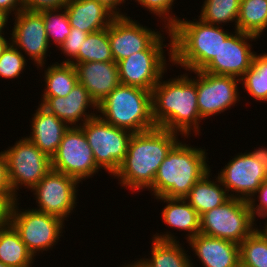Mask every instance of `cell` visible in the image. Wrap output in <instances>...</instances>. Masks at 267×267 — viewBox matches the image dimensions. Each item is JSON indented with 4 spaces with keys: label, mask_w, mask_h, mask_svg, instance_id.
Masks as SVG:
<instances>
[{
    "label": "cell",
    "mask_w": 267,
    "mask_h": 267,
    "mask_svg": "<svg viewBox=\"0 0 267 267\" xmlns=\"http://www.w3.org/2000/svg\"><path fill=\"white\" fill-rule=\"evenodd\" d=\"M179 135L159 127L133 133L126 156L113 175L118 179L117 184L126 190L129 188L131 193L147 191L153 185L159 166L180 141Z\"/></svg>",
    "instance_id": "cell-2"
},
{
    "label": "cell",
    "mask_w": 267,
    "mask_h": 267,
    "mask_svg": "<svg viewBox=\"0 0 267 267\" xmlns=\"http://www.w3.org/2000/svg\"><path fill=\"white\" fill-rule=\"evenodd\" d=\"M163 34L164 32L146 50L133 53L117 63L120 84L152 92L161 77L167 73L169 63H172V38L166 44L167 38ZM164 48H168V58Z\"/></svg>",
    "instance_id": "cell-6"
},
{
    "label": "cell",
    "mask_w": 267,
    "mask_h": 267,
    "mask_svg": "<svg viewBox=\"0 0 267 267\" xmlns=\"http://www.w3.org/2000/svg\"><path fill=\"white\" fill-rule=\"evenodd\" d=\"M65 10L70 26L88 33L108 28L116 17L96 0H70L65 6Z\"/></svg>",
    "instance_id": "cell-23"
},
{
    "label": "cell",
    "mask_w": 267,
    "mask_h": 267,
    "mask_svg": "<svg viewBox=\"0 0 267 267\" xmlns=\"http://www.w3.org/2000/svg\"><path fill=\"white\" fill-rule=\"evenodd\" d=\"M70 64L75 67L78 82L97 106L120 84L118 64L115 61Z\"/></svg>",
    "instance_id": "cell-19"
},
{
    "label": "cell",
    "mask_w": 267,
    "mask_h": 267,
    "mask_svg": "<svg viewBox=\"0 0 267 267\" xmlns=\"http://www.w3.org/2000/svg\"><path fill=\"white\" fill-rule=\"evenodd\" d=\"M240 79L196 71L197 106L203 120L218 116L240 103Z\"/></svg>",
    "instance_id": "cell-13"
},
{
    "label": "cell",
    "mask_w": 267,
    "mask_h": 267,
    "mask_svg": "<svg viewBox=\"0 0 267 267\" xmlns=\"http://www.w3.org/2000/svg\"><path fill=\"white\" fill-rule=\"evenodd\" d=\"M193 20V21H192ZM180 18L170 28L172 35V67L184 71H202L218 54L221 42L232 32L224 26L211 25L194 17Z\"/></svg>",
    "instance_id": "cell-4"
},
{
    "label": "cell",
    "mask_w": 267,
    "mask_h": 267,
    "mask_svg": "<svg viewBox=\"0 0 267 267\" xmlns=\"http://www.w3.org/2000/svg\"><path fill=\"white\" fill-rule=\"evenodd\" d=\"M229 198L226 188L222 185L218 176L214 174V177H212L211 170L195 183L185 197L200 216L213 208L221 206Z\"/></svg>",
    "instance_id": "cell-25"
},
{
    "label": "cell",
    "mask_w": 267,
    "mask_h": 267,
    "mask_svg": "<svg viewBox=\"0 0 267 267\" xmlns=\"http://www.w3.org/2000/svg\"><path fill=\"white\" fill-rule=\"evenodd\" d=\"M114 61L108 28L89 33L78 52V56L71 63Z\"/></svg>",
    "instance_id": "cell-31"
},
{
    "label": "cell",
    "mask_w": 267,
    "mask_h": 267,
    "mask_svg": "<svg viewBox=\"0 0 267 267\" xmlns=\"http://www.w3.org/2000/svg\"><path fill=\"white\" fill-rule=\"evenodd\" d=\"M157 202L165 203L162 208V221L168 227L184 231L185 242L200 233V215L185 198L157 197Z\"/></svg>",
    "instance_id": "cell-24"
},
{
    "label": "cell",
    "mask_w": 267,
    "mask_h": 267,
    "mask_svg": "<svg viewBox=\"0 0 267 267\" xmlns=\"http://www.w3.org/2000/svg\"><path fill=\"white\" fill-rule=\"evenodd\" d=\"M0 9L13 17L24 9L23 0H0Z\"/></svg>",
    "instance_id": "cell-40"
},
{
    "label": "cell",
    "mask_w": 267,
    "mask_h": 267,
    "mask_svg": "<svg viewBox=\"0 0 267 267\" xmlns=\"http://www.w3.org/2000/svg\"><path fill=\"white\" fill-rule=\"evenodd\" d=\"M80 127L93 151L95 163L112 177L126 156L133 133L106 123L98 115Z\"/></svg>",
    "instance_id": "cell-10"
},
{
    "label": "cell",
    "mask_w": 267,
    "mask_h": 267,
    "mask_svg": "<svg viewBox=\"0 0 267 267\" xmlns=\"http://www.w3.org/2000/svg\"><path fill=\"white\" fill-rule=\"evenodd\" d=\"M0 196H4L11 204L17 200L9 182L7 159L2 150L0 152Z\"/></svg>",
    "instance_id": "cell-38"
},
{
    "label": "cell",
    "mask_w": 267,
    "mask_h": 267,
    "mask_svg": "<svg viewBox=\"0 0 267 267\" xmlns=\"http://www.w3.org/2000/svg\"><path fill=\"white\" fill-rule=\"evenodd\" d=\"M27 64L24 54L10 43L0 56V77L12 81L18 79L24 74Z\"/></svg>",
    "instance_id": "cell-34"
},
{
    "label": "cell",
    "mask_w": 267,
    "mask_h": 267,
    "mask_svg": "<svg viewBox=\"0 0 267 267\" xmlns=\"http://www.w3.org/2000/svg\"><path fill=\"white\" fill-rule=\"evenodd\" d=\"M186 243L201 267H240L239 245L234 242L199 233Z\"/></svg>",
    "instance_id": "cell-20"
},
{
    "label": "cell",
    "mask_w": 267,
    "mask_h": 267,
    "mask_svg": "<svg viewBox=\"0 0 267 267\" xmlns=\"http://www.w3.org/2000/svg\"><path fill=\"white\" fill-rule=\"evenodd\" d=\"M70 0H23L24 9L32 12L64 8Z\"/></svg>",
    "instance_id": "cell-39"
},
{
    "label": "cell",
    "mask_w": 267,
    "mask_h": 267,
    "mask_svg": "<svg viewBox=\"0 0 267 267\" xmlns=\"http://www.w3.org/2000/svg\"><path fill=\"white\" fill-rule=\"evenodd\" d=\"M251 156L256 159L257 161L260 162V164L263 166V168L265 169V171L267 172V146H259L254 150H250L248 151Z\"/></svg>",
    "instance_id": "cell-42"
},
{
    "label": "cell",
    "mask_w": 267,
    "mask_h": 267,
    "mask_svg": "<svg viewBox=\"0 0 267 267\" xmlns=\"http://www.w3.org/2000/svg\"><path fill=\"white\" fill-rule=\"evenodd\" d=\"M51 167L54 171L75 178L81 184L102 171L95 163L93 151L80 126L69 127L65 131L57 152L51 159Z\"/></svg>",
    "instance_id": "cell-11"
},
{
    "label": "cell",
    "mask_w": 267,
    "mask_h": 267,
    "mask_svg": "<svg viewBox=\"0 0 267 267\" xmlns=\"http://www.w3.org/2000/svg\"><path fill=\"white\" fill-rule=\"evenodd\" d=\"M88 32L82 31L79 28L71 27V32L65 39V41L58 46V50L63 53L65 58L60 63L70 64L77 56L83 42L88 36ZM65 60V61H64Z\"/></svg>",
    "instance_id": "cell-36"
},
{
    "label": "cell",
    "mask_w": 267,
    "mask_h": 267,
    "mask_svg": "<svg viewBox=\"0 0 267 267\" xmlns=\"http://www.w3.org/2000/svg\"><path fill=\"white\" fill-rule=\"evenodd\" d=\"M259 38L234 30L221 42L218 54L202 70L216 75L233 76L241 79L244 73L252 66L255 51L251 42Z\"/></svg>",
    "instance_id": "cell-17"
},
{
    "label": "cell",
    "mask_w": 267,
    "mask_h": 267,
    "mask_svg": "<svg viewBox=\"0 0 267 267\" xmlns=\"http://www.w3.org/2000/svg\"><path fill=\"white\" fill-rule=\"evenodd\" d=\"M242 88L255 101L267 103V53H255L252 66L240 79Z\"/></svg>",
    "instance_id": "cell-29"
},
{
    "label": "cell",
    "mask_w": 267,
    "mask_h": 267,
    "mask_svg": "<svg viewBox=\"0 0 267 267\" xmlns=\"http://www.w3.org/2000/svg\"><path fill=\"white\" fill-rule=\"evenodd\" d=\"M140 4L145 8V10L149 11L155 17H159L160 22L162 23V27H166L170 29L178 20L179 18L176 16L175 13H172L173 6L176 4L175 1L177 0H133ZM164 23V24H163Z\"/></svg>",
    "instance_id": "cell-35"
},
{
    "label": "cell",
    "mask_w": 267,
    "mask_h": 267,
    "mask_svg": "<svg viewBox=\"0 0 267 267\" xmlns=\"http://www.w3.org/2000/svg\"><path fill=\"white\" fill-rule=\"evenodd\" d=\"M11 205L4 196H0V227L9 221V209Z\"/></svg>",
    "instance_id": "cell-43"
},
{
    "label": "cell",
    "mask_w": 267,
    "mask_h": 267,
    "mask_svg": "<svg viewBox=\"0 0 267 267\" xmlns=\"http://www.w3.org/2000/svg\"><path fill=\"white\" fill-rule=\"evenodd\" d=\"M174 76L164 80L163 75L151 92L153 121L156 127L176 132L181 138L190 139V134L198 138L203 119L197 106L196 71Z\"/></svg>",
    "instance_id": "cell-1"
},
{
    "label": "cell",
    "mask_w": 267,
    "mask_h": 267,
    "mask_svg": "<svg viewBox=\"0 0 267 267\" xmlns=\"http://www.w3.org/2000/svg\"><path fill=\"white\" fill-rule=\"evenodd\" d=\"M10 25L11 43L37 68L46 65L50 44L47 39L42 12L23 9L13 16ZM13 27V28H12ZM48 52V53H47ZM29 57V58H28Z\"/></svg>",
    "instance_id": "cell-14"
},
{
    "label": "cell",
    "mask_w": 267,
    "mask_h": 267,
    "mask_svg": "<svg viewBox=\"0 0 267 267\" xmlns=\"http://www.w3.org/2000/svg\"><path fill=\"white\" fill-rule=\"evenodd\" d=\"M34 111L30 120V135L25 136L50 159L56 154L62 137L69 126L50 113L41 104Z\"/></svg>",
    "instance_id": "cell-21"
},
{
    "label": "cell",
    "mask_w": 267,
    "mask_h": 267,
    "mask_svg": "<svg viewBox=\"0 0 267 267\" xmlns=\"http://www.w3.org/2000/svg\"><path fill=\"white\" fill-rule=\"evenodd\" d=\"M5 33L8 35L7 32H0V56L2 55L3 51L6 47L11 43V38L5 36ZM9 39V40H8Z\"/></svg>",
    "instance_id": "cell-45"
},
{
    "label": "cell",
    "mask_w": 267,
    "mask_h": 267,
    "mask_svg": "<svg viewBox=\"0 0 267 267\" xmlns=\"http://www.w3.org/2000/svg\"><path fill=\"white\" fill-rule=\"evenodd\" d=\"M7 159L8 177L14 197L18 191L32 190L52 170L51 159L25 136L4 150Z\"/></svg>",
    "instance_id": "cell-9"
},
{
    "label": "cell",
    "mask_w": 267,
    "mask_h": 267,
    "mask_svg": "<svg viewBox=\"0 0 267 267\" xmlns=\"http://www.w3.org/2000/svg\"><path fill=\"white\" fill-rule=\"evenodd\" d=\"M36 258L8 221L0 227V262L9 267H32Z\"/></svg>",
    "instance_id": "cell-26"
},
{
    "label": "cell",
    "mask_w": 267,
    "mask_h": 267,
    "mask_svg": "<svg viewBox=\"0 0 267 267\" xmlns=\"http://www.w3.org/2000/svg\"><path fill=\"white\" fill-rule=\"evenodd\" d=\"M248 202L250 205L253 218L257 224L258 221L257 218L260 217L261 219L267 216V180H265L261 184L257 192L251 197V199Z\"/></svg>",
    "instance_id": "cell-37"
},
{
    "label": "cell",
    "mask_w": 267,
    "mask_h": 267,
    "mask_svg": "<svg viewBox=\"0 0 267 267\" xmlns=\"http://www.w3.org/2000/svg\"><path fill=\"white\" fill-rule=\"evenodd\" d=\"M125 265L122 264V266L119 267H148L140 258H138L136 261L131 260L127 263H124Z\"/></svg>",
    "instance_id": "cell-46"
},
{
    "label": "cell",
    "mask_w": 267,
    "mask_h": 267,
    "mask_svg": "<svg viewBox=\"0 0 267 267\" xmlns=\"http://www.w3.org/2000/svg\"><path fill=\"white\" fill-rule=\"evenodd\" d=\"M167 231V232H166ZM155 233L150 239L151 254L140 259L148 267H197L194 259L187 253L184 244L182 245L171 231ZM162 233V234H161ZM180 243V244H179ZM151 257V258H150ZM195 265V266H194Z\"/></svg>",
    "instance_id": "cell-22"
},
{
    "label": "cell",
    "mask_w": 267,
    "mask_h": 267,
    "mask_svg": "<svg viewBox=\"0 0 267 267\" xmlns=\"http://www.w3.org/2000/svg\"><path fill=\"white\" fill-rule=\"evenodd\" d=\"M182 140L163 160L153 185L147 190L154 198H185L195 183L212 169L205 147L186 144L185 137Z\"/></svg>",
    "instance_id": "cell-3"
},
{
    "label": "cell",
    "mask_w": 267,
    "mask_h": 267,
    "mask_svg": "<svg viewBox=\"0 0 267 267\" xmlns=\"http://www.w3.org/2000/svg\"><path fill=\"white\" fill-rule=\"evenodd\" d=\"M99 117L108 124L140 133L156 128L152 117V93L119 84L98 105Z\"/></svg>",
    "instance_id": "cell-5"
},
{
    "label": "cell",
    "mask_w": 267,
    "mask_h": 267,
    "mask_svg": "<svg viewBox=\"0 0 267 267\" xmlns=\"http://www.w3.org/2000/svg\"><path fill=\"white\" fill-rule=\"evenodd\" d=\"M10 16L3 11L2 9H0V32H5L7 30H9L7 27L8 23H10L11 21L8 22V20H11L9 18ZM5 28H7V30H5Z\"/></svg>",
    "instance_id": "cell-44"
},
{
    "label": "cell",
    "mask_w": 267,
    "mask_h": 267,
    "mask_svg": "<svg viewBox=\"0 0 267 267\" xmlns=\"http://www.w3.org/2000/svg\"><path fill=\"white\" fill-rule=\"evenodd\" d=\"M19 201L17 199L10 206L9 222L18 231L28 250L36 258L40 256V252L42 255V253L45 254L44 251L55 249V245H58L63 236L65 221L31 207L22 209L19 207L21 204Z\"/></svg>",
    "instance_id": "cell-7"
},
{
    "label": "cell",
    "mask_w": 267,
    "mask_h": 267,
    "mask_svg": "<svg viewBox=\"0 0 267 267\" xmlns=\"http://www.w3.org/2000/svg\"><path fill=\"white\" fill-rule=\"evenodd\" d=\"M255 223L249 202L230 197L200 216V233L239 245L258 227Z\"/></svg>",
    "instance_id": "cell-8"
},
{
    "label": "cell",
    "mask_w": 267,
    "mask_h": 267,
    "mask_svg": "<svg viewBox=\"0 0 267 267\" xmlns=\"http://www.w3.org/2000/svg\"><path fill=\"white\" fill-rule=\"evenodd\" d=\"M240 267H267V238L255 229L239 244Z\"/></svg>",
    "instance_id": "cell-32"
},
{
    "label": "cell",
    "mask_w": 267,
    "mask_h": 267,
    "mask_svg": "<svg viewBox=\"0 0 267 267\" xmlns=\"http://www.w3.org/2000/svg\"><path fill=\"white\" fill-rule=\"evenodd\" d=\"M37 70H41L42 73L44 71L42 86L45 87L41 97H66L78 82L72 64L53 62L50 66L41 65Z\"/></svg>",
    "instance_id": "cell-27"
},
{
    "label": "cell",
    "mask_w": 267,
    "mask_h": 267,
    "mask_svg": "<svg viewBox=\"0 0 267 267\" xmlns=\"http://www.w3.org/2000/svg\"><path fill=\"white\" fill-rule=\"evenodd\" d=\"M267 29V0H241L237 30L259 39Z\"/></svg>",
    "instance_id": "cell-28"
},
{
    "label": "cell",
    "mask_w": 267,
    "mask_h": 267,
    "mask_svg": "<svg viewBox=\"0 0 267 267\" xmlns=\"http://www.w3.org/2000/svg\"><path fill=\"white\" fill-rule=\"evenodd\" d=\"M47 39L50 45L58 48L71 32V26L64 8L42 11Z\"/></svg>",
    "instance_id": "cell-33"
},
{
    "label": "cell",
    "mask_w": 267,
    "mask_h": 267,
    "mask_svg": "<svg viewBox=\"0 0 267 267\" xmlns=\"http://www.w3.org/2000/svg\"><path fill=\"white\" fill-rule=\"evenodd\" d=\"M154 30L148 26H143L140 21L130 16H117L108 26V37L114 61H119L129 57L131 54L146 50L161 34H168L167 38H172L170 29L163 27ZM165 29V30H164ZM157 30V31H156Z\"/></svg>",
    "instance_id": "cell-15"
},
{
    "label": "cell",
    "mask_w": 267,
    "mask_h": 267,
    "mask_svg": "<svg viewBox=\"0 0 267 267\" xmlns=\"http://www.w3.org/2000/svg\"><path fill=\"white\" fill-rule=\"evenodd\" d=\"M236 154L218 171L217 176L229 197L249 201L267 180V172L248 150Z\"/></svg>",
    "instance_id": "cell-16"
},
{
    "label": "cell",
    "mask_w": 267,
    "mask_h": 267,
    "mask_svg": "<svg viewBox=\"0 0 267 267\" xmlns=\"http://www.w3.org/2000/svg\"><path fill=\"white\" fill-rule=\"evenodd\" d=\"M263 220H265V224H263L264 226L262 227V225H260L259 228L257 227V229H259L261 233L267 238V216H265Z\"/></svg>",
    "instance_id": "cell-47"
},
{
    "label": "cell",
    "mask_w": 267,
    "mask_h": 267,
    "mask_svg": "<svg viewBox=\"0 0 267 267\" xmlns=\"http://www.w3.org/2000/svg\"><path fill=\"white\" fill-rule=\"evenodd\" d=\"M39 103L69 127L82 126L98 115V106L79 82L66 97H42Z\"/></svg>",
    "instance_id": "cell-18"
},
{
    "label": "cell",
    "mask_w": 267,
    "mask_h": 267,
    "mask_svg": "<svg viewBox=\"0 0 267 267\" xmlns=\"http://www.w3.org/2000/svg\"><path fill=\"white\" fill-rule=\"evenodd\" d=\"M198 18L207 24L224 26L233 25L237 30V19L241 0H203ZM233 23V24H232Z\"/></svg>",
    "instance_id": "cell-30"
},
{
    "label": "cell",
    "mask_w": 267,
    "mask_h": 267,
    "mask_svg": "<svg viewBox=\"0 0 267 267\" xmlns=\"http://www.w3.org/2000/svg\"><path fill=\"white\" fill-rule=\"evenodd\" d=\"M98 3L103 4L108 8L116 17L117 16H128L126 12H122V6L128 0H96ZM120 7V8H119Z\"/></svg>",
    "instance_id": "cell-41"
},
{
    "label": "cell",
    "mask_w": 267,
    "mask_h": 267,
    "mask_svg": "<svg viewBox=\"0 0 267 267\" xmlns=\"http://www.w3.org/2000/svg\"><path fill=\"white\" fill-rule=\"evenodd\" d=\"M0 267H9V266H6L5 264L0 262Z\"/></svg>",
    "instance_id": "cell-48"
},
{
    "label": "cell",
    "mask_w": 267,
    "mask_h": 267,
    "mask_svg": "<svg viewBox=\"0 0 267 267\" xmlns=\"http://www.w3.org/2000/svg\"><path fill=\"white\" fill-rule=\"evenodd\" d=\"M79 185L80 182L75 178L50 170L30 191L38 206L33 209L69 221V216L76 211Z\"/></svg>",
    "instance_id": "cell-12"
}]
</instances>
